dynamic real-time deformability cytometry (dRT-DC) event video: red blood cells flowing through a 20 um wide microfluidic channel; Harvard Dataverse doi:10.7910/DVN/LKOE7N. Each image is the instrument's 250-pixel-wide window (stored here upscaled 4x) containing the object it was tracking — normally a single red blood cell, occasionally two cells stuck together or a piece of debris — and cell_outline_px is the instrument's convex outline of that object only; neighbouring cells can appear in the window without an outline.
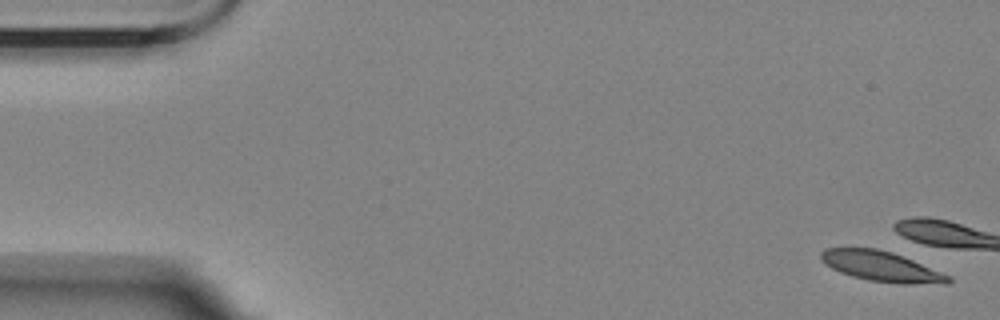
{"species": "Egyptian fruit bat (a non-hibernating species)", "species_latin": "Rousettus aegyptiacus", "temperature_condition": "room temperature", "stored_images_in_passage": 7, "camera_frame_rate_fps": 3000, "um_per_image_px": 0.085, "animal": {"sex": "female"}, "frame": {"image": 1, "passage_image": 1, "time_ms": 0.0, "image_size_px": [1000, 320], "cell_outline_px": [[952, 280], [948, 284], [900, 284], [868, 280], [852, 276], [840, 272], [824, 264], [820, 260], [820, 252], [824, 248], [876, 248], [892, 252], [952, 276]], "centroid_in_image_um": [74.92, 22.65], "position_along_channel_um": 10.1, "area_um2": 22.54}}
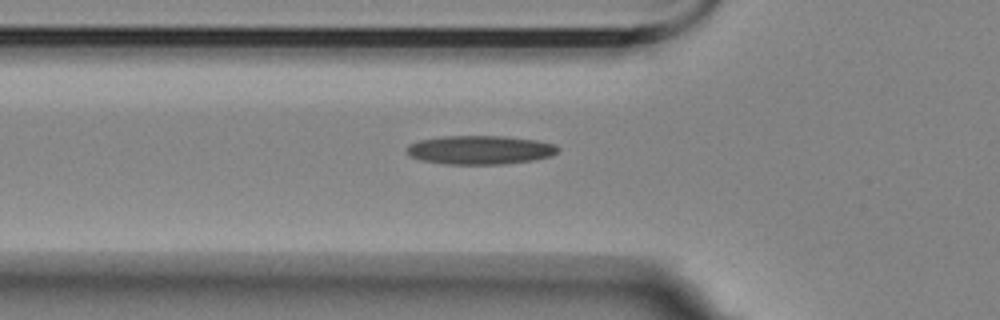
{"frame": {"image": 2, "passage_image": 7, "time_ms": 8.333, "image_size_px": [1000, 320], "cell_outline_px": [[560, 148], [552, 156], [532, 160], [504, 164], [448, 164], [420, 160], [408, 156], [404, 148], [408, 144], [420, 140], [444, 136], [504, 136], [536, 140], [552, 144]], "centroid_in_image_um": [40.74, 12.74], "position_along_channel_um": 85.1, "area_um2": 25.43}}